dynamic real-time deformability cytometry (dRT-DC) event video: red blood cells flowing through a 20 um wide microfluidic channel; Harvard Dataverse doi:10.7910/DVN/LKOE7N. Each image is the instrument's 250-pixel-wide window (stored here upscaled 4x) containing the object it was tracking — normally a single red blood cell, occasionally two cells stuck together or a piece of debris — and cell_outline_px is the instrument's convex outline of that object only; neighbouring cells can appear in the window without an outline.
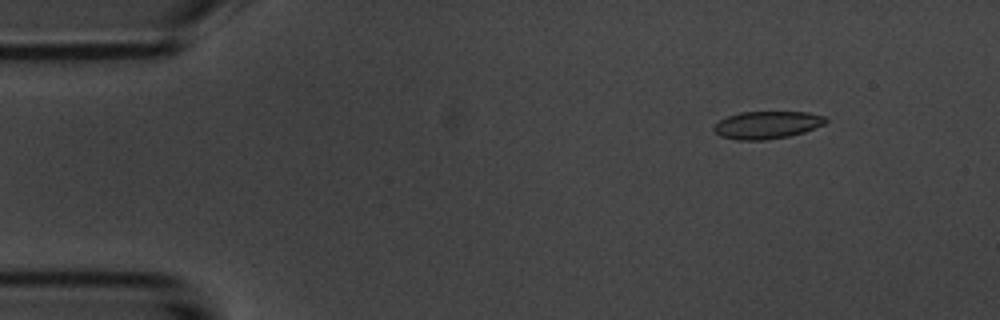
{"species": "common noctule bat (a hibernating species)", "species_latin": "Nyctalus noctula", "temperature_condition": "room temperature", "stored_images_in_passage": 55, "camera_frame_rate_fps": 3000, "um_per_image_px": 0.085, "animal": {"sex": "male", "body_mass_g": 20.1, "forearm_length_mm": 53.5}, "frame": {"image": 1, "passage_image": 7, "time_ms": 2.0, "image_size_px": [1000, 320], "cell_outline_px": [[828, 120], [824, 124], [804, 132], [788, 136], [764, 140], [736, 140], [720, 136], [712, 128], [720, 120], [728, 116], [740, 112], [808, 112], [824, 116]], "centroid_in_image_um": [65.19, 10.62], "position_along_channel_um": 19.8, "area_um2": 17.86}}
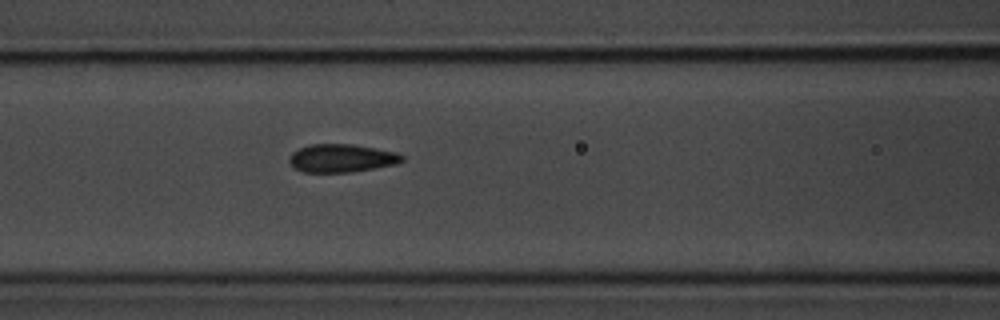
{"frame": {"image": 2, "passage_image": 23, "time_ms": 7.333, "image_size_px": [1000, 320], "cell_outline_px": [[404, 160], [396, 164], [352, 172], [304, 172], [296, 168], [288, 160], [292, 152], [308, 144], [352, 144], [396, 152], [404, 156]], "centroid_in_image_um": [29.04, 13.44], "position_along_channel_um": 137.6, "area_um2": 18.38}}
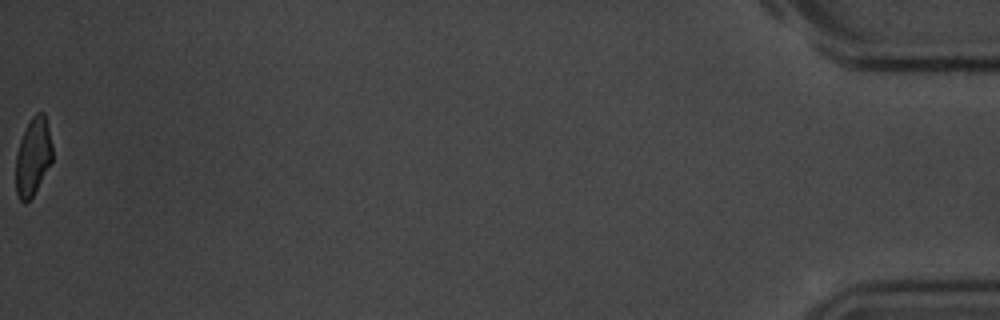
{"frame": {"image": 3, "passage_image": 55, "time_ms": 18.0, "image_size_px": [1000, 320], "cell_outline_px": [[52, 160], [32, 196], [24, 204], [20, 200], [16, 192], [16, 156], [20, 140], [32, 116], [36, 112], [44, 112], [52, 144]], "centroid_in_image_um": [2.8, 13.31], "position_along_channel_um": 432.4, "area_um2": 16.24}, "authors_computed_cell_mechanics": {"area_um2": 18.207, "velocity_mm_per_s": 3.7178, "shape_relaxation_time_tau1_ms": 3.2704, "shape_relaxation_time_tau2_ms": 0.7906, "deformation_change_tau1": 0.1346, "deformation_change_tau2": 0.0731}}